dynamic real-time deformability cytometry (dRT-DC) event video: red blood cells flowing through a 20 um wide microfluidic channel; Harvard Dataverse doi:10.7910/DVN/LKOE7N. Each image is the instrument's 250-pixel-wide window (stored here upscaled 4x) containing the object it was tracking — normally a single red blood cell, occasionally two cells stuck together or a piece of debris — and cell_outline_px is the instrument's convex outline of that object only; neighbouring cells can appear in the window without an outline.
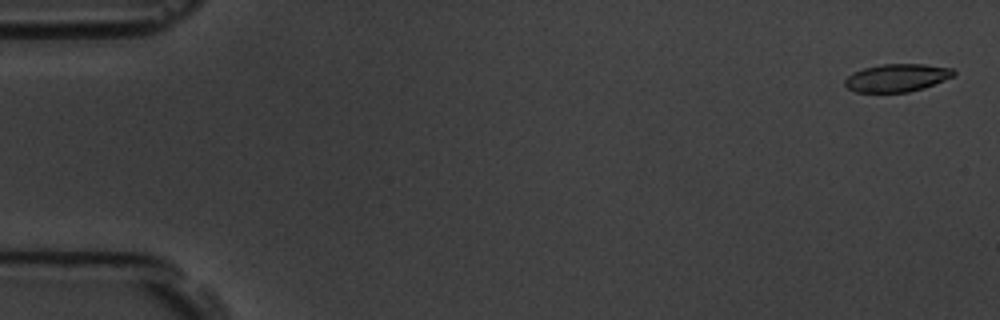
{"species": "common noctule bat (a hibernating species)", "species_latin": "Nyctalus noctula", "temperature_condition": "room temperature", "stored_images_in_passage": 58, "camera_frame_rate_fps": 3000, "um_per_image_px": 0.085, "animal": {"sex": "male", "body_mass_g": 19.5, "forearm_length_mm": 54.6}, "frame": {"image": 1, "passage_image": 2, "time_ms": 0.333, "image_size_px": [1000, 320], "cell_outline_px": [[956, 72], [952, 76], [944, 80], [924, 88], [908, 92], [856, 92], [848, 88], [844, 84], [844, 80], [852, 72], [864, 68], [880, 64], [924, 64], [952, 68]], "centroid_in_image_um": [76.22, 6.61], "position_along_channel_um": 8.8, "area_um2": 17.63}}
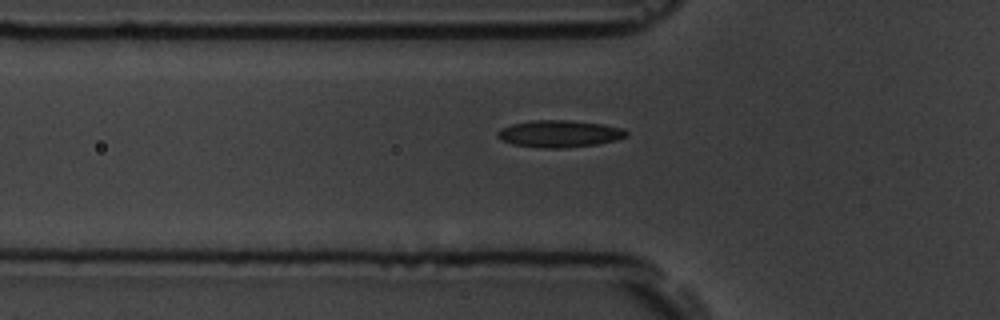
{"frame": {"image": 2, "passage_image": 20, "time_ms": 6.333, "image_size_px": [1000, 320], "cell_outline_px": [[628, 136], [616, 140], [596, 144], [564, 148], [544, 148], [512, 144], [500, 140], [496, 136], [496, 132], [500, 128], [512, 124], [532, 120], [568, 120], [604, 124], [624, 128], [628, 132]], "centroid_in_image_um": [47.54, 11.36], "position_along_channel_um": 78.3, "area_um2": 20.46}}
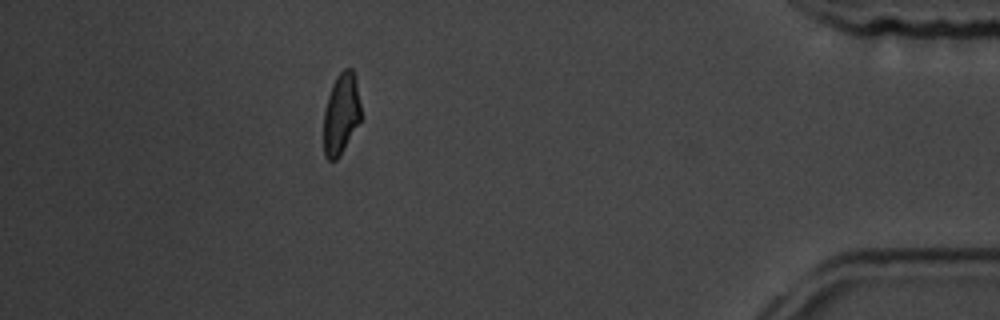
{"frame": {"image": 3, "passage_image": 52, "time_ms": 17.0, "image_size_px": [1000, 320], "cell_outline_px": [[360, 120], [340, 156], [336, 160], [328, 160], [324, 156], [324, 112], [328, 96], [332, 84], [336, 76], [344, 68], [352, 68], [356, 76], [360, 104]], "centroid_in_image_um": [28.99, 9.65], "position_along_channel_um": 406.2, "area_um2": 17.63}, "authors_computed_cell_mechanics": {"area_um2": 18.785, "velocity_mm_per_s": 3.5371, "shape_relaxation_time_tau1_ms": 5.6533, "shape_relaxation_time_tau2_ms": 1.7889, "deformation_change_tau1": 0.1481, "deformation_change_tau2": 0.0834}}